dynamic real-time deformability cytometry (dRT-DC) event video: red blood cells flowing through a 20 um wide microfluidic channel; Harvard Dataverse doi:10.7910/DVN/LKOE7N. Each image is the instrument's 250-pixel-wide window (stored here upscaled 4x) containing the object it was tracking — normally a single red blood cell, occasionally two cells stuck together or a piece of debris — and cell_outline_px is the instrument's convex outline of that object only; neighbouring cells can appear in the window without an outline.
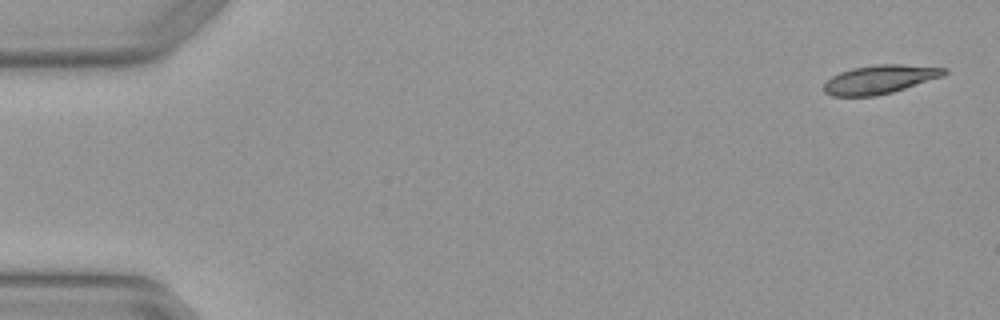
{"species": "Egyptian fruit bat (a non-hibernating species)", "species_latin": "Rousettus aegyptiacus", "temperature_condition": "warm", "stored_images_in_passage": 7, "camera_frame_rate_fps": 3000, "um_per_image_px": 0.085, "animal": {"sex": "female"}, "frame": {"image": 1, "passage_image": 1, "time_ms": 0.0, "image_size_px": [1000, 320], "cell_outline_px": [[948, 72], [944, 76], [892, 92], [876, 96], [832, 96], [824, 92], [824, 84], [832, 76], [840, 72], [852, 68], [876, 64], [900, 64], [948, 68]], "centroid_in_image_um": [74.8, 6.74], "position_along_channel_um": 10.2, "area_um2": 20.11}}
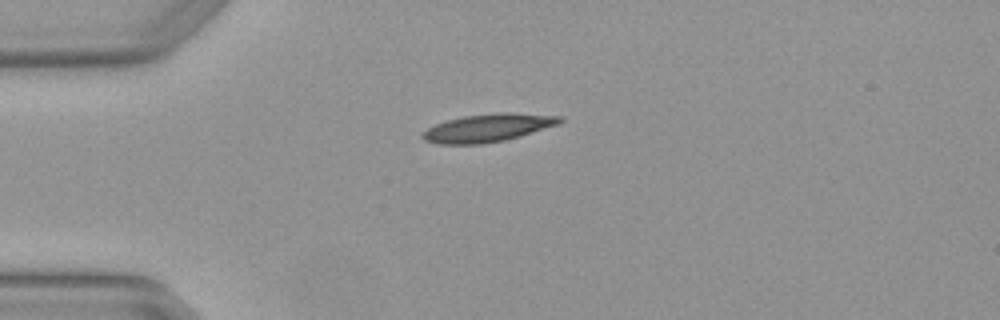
{"frame": {"image": 2, "passage_image": 4, "time_ms": 1.0, "image_size_px": [1000, 320], "cell_outline_px": [[564, 120], [560, 124], [520, 136], [504, 140], [480, 144], [440, 144], [424, 140], [420, 136], [428, 128], [436, 124], [448, 120], [464, 116], [496, 112], [512, 112], [560, 116]], "centroid_in_image_um": [41.5, 10.86], "position_along_channel_um": 43.5, "area_um2": 22.31}}
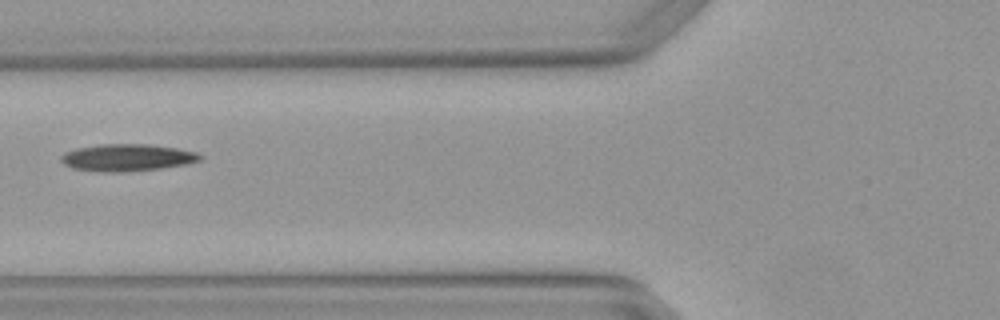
{"frame": {"image": 3, "passage_image": 6, "time_ms": 1.667, "image_size_px": [1000, 320], "cell_outline_px": [[204, 156], [200, 160], [184, 164], [160, 168], [124, 172], [100, 172], [72, 168], [64, 164], [60, 160], [60, 156], [64, 152], [76, 148], [100, 144], [148, 144], [176, 148], [196, 152]], "centroid_in_image_um": [10.76, 13.39], "position_along_channel_um": 115.0, "area_um2": 21.96}}